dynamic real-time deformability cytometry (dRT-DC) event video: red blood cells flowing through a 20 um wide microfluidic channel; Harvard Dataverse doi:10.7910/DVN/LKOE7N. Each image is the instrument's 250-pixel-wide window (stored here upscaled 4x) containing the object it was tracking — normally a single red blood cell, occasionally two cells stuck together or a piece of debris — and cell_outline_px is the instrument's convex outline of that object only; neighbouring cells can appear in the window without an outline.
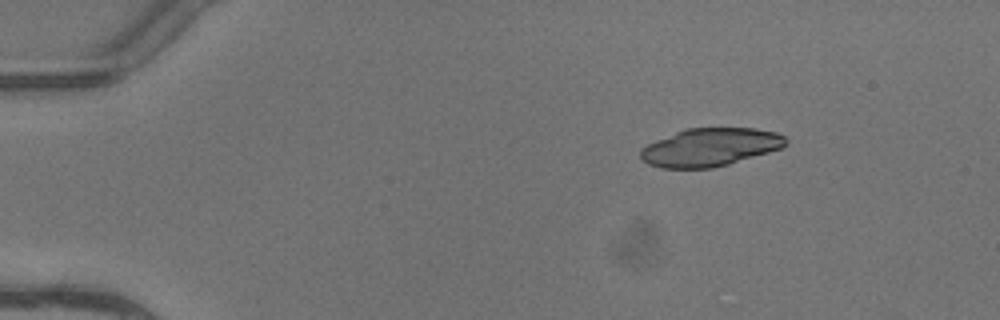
{"species": "common noctule bat (a hibernating species)", "species_latin": "Nyctalus noctula", "temperature_condition": "warm", "stored_images_in_passage": 4, "camera_frame_rate_fps": 3000, "um_per_image_px": 0.085, "animal": {"sex": "female"}, "frame": {"image": 1, "passage_image": 2, "time_ms": 0.333, "image_size_px": [1000, 320], "cell_outline_px": [[788, 144], [780, 148], [768, 152], [728, 164], [712, 168], [660, 168], [648, 164], [640, 156], [640, 148], [656, 140], [676, 132], [688, 128], [756, 128], [776, 132], [784, 136], [788, 140]], "centroid_in_image_um": [60.36, 12.51], "position_along_channel_um": 24.6, "area_um2": 32.08}}